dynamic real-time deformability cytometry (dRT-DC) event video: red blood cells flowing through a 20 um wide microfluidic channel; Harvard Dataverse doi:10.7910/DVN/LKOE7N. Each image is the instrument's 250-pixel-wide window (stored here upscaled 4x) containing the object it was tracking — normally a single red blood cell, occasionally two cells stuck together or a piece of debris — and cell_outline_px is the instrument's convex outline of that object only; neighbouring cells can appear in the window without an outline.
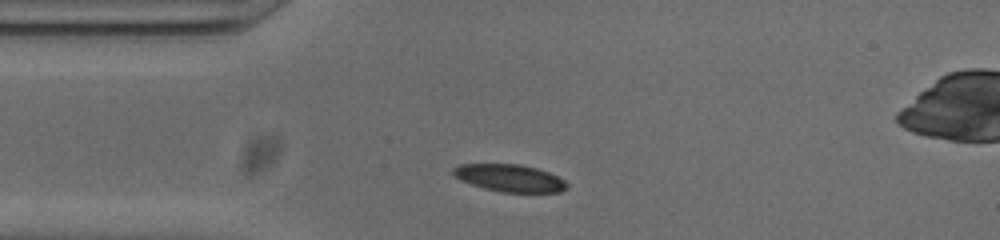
{"species": "common noctule bat (a hibernating species)", "species_latin": "Nyctalus noctula", "temperature_condition": "cold", "stored_images_in_passage": 45, "camera_frame_rate_fps": 3000, "um_per_image_px": 0.085, "animal": {"sex": "male", "body_mass_g": 20.0, "forearm_length_mm": 53.3}, "frame": {"image": 1, "passage_image": 4, "time_ms": 1.0, "image_size_px": [1000, 240], "cell_outline_px": [[568, 188], [560, 192], [504, 192], [484, 188], [460, 180], [452, 176], [452, 168], [460, 164], [520, 164], [536, 168], [548, 172], [564, 180], [568, 184]], "centroid_in_image_um": [43.3, 15.13], "position_along_channel_um": 41.7, "area_um2": 18.09}}
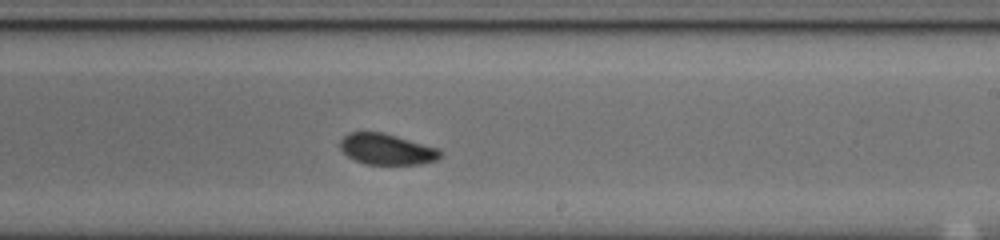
{"frame": {"image": 2, "passage_image": 22, "time_ms": 7.0, "image_size_px": [1000, 240], "cell_outline_px": [[444, 156], [436, 160], [420, 164], [364, 164], [348, 156], [340, 148], [340, 140], [348, 132], [384, 132], [440, 148], [444, 152]], "centroid_in_image_um": [32.93, 12.67], "position_along_channel_um": 256.1, "area_um2": 18.32}}
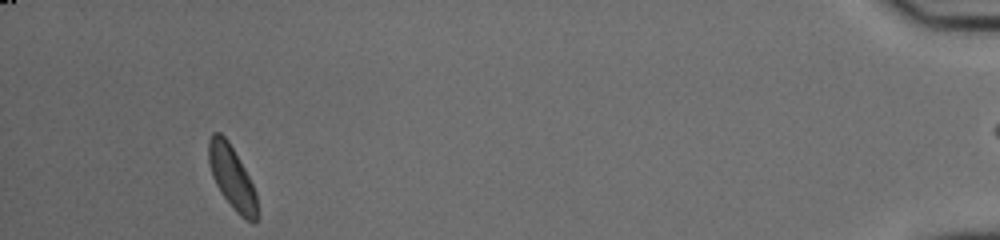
{"frame": {"image": 3, "passage_image": 41, "time_ms": 13.333, "image_size_px": [1000, 240], "cell_outline_px": [[260, 216], [252, 224], [244, 220], [232, 208], [220, 192], [212, 176], [208, 160], [208, 140], [212, 132], [220, 132], [228, 140], [244, 168], [256, 192]], "centroid_in_image_um": [19.73, 15.14], "position_along_channel_um": 415.5, "area_um2": 18.21}, "authors_computed_cell_mechanics": {"area_um2": 18.3804, "velocity_mm_per_s": 3.8182, "shape_relaxation_time_tau1_ms": 2.8714, "shape_relaxation_time_tau2_ms": 4.4723, "deformation_change_tau1": 0.0859, "deformation_change_tau2": 0.0897}}